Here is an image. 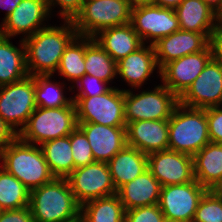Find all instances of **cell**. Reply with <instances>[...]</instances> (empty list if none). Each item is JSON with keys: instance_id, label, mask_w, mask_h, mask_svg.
<instances>
[{"instance_id": "cell-1", "label": "cell", "mask_w": 222, "mask_h": 222, "mask_svg": "<svg viewBox=\"0 0 222 222\" xmlns=\"http://www.w3.org/2000/svg\"><path fill=\"white\" fill-rule=\"evenodd\" d=\"M49 25L23 40L28 75H54L65 48L77 36L72 20Z\"/></svg>"}, {"instance_id": "cell-2", "label": "cell", "mask_w": 222, "mask_h": 222, "mask_svg": "<svg viewBox=\"0 0 222 222\" xmlns=\"http://www.w3.org/2000/svg\"><path fill=\"white\" fill-rule=\"evenodd\" d=\"M32 217L35 222H73L80 220L81 206L66 178L52 181L30 191Z\"/></svg>"}, {"instance_id": "cell-3", "label": "cell", "mask_w": 222, "mask_h": 222, "mask_svg": "<svg viewBox=\"0 0 222 222\" xmlns=\"http://www.w3.org/2000/svg\"><path fill=\"white\" fill-rule=\"evenodd\" d=\"M0 162L2 168L30 191L55 178L40 145L24 142L18 136L0 151Z\"/></svg>"}, {"instance_id": "cell-4", "label": "cell", "mask_w": 222, "mask_h": 222, "mask_svg": "<svg viewBox=\"0 0 222 222\" xmlns=\"http://www.w3.org/2000/svg\"><path fill=\"white\" fill-rule=\"evenodd\" d=\"M168 149L194 156L210 141L205 109L178 103L168 120Z\"/></svg>"}, {"instance_id": "cell-5", "label": "cell", "mask_w": 222, "mask_h": 222, "mask_svg": "<svg viewBox=\"0 0 222 222\" xmlns=\"http://www.w3.org/2000/svg\"><path fill=\"white\" fill-rule=\"evenodd\" d=\"M78 127L74 102L58 108L36 107L18 137L27 143L41 145L59 137L69 136Z\"/></svg>"}, {"instance_id": "cell-6", "label": "cell", "mask_w": 222, "mask_h": 222, "mask_svg": "<svg viewBox=\"0 0 222 222\" xmlns=\"http://www.w3.org/2000/svg\"><path fill=\"white\" fill-rule=\"evenodd\" d=\"M128 0H85L72 20L77 35L94 37L100 31L131 22Z\"/></svg>"}, {"instance_id": "cell-7", "label": "cell", "mask_w": 222, "mask_h": 222, "mask_svg": "<svg viewBox=\"0 0 222 222\" xmlns=\"http://www.w3.org/2000/svg\"><path fill=\"white\" fill-rule=\"evenodd\" d=\"M134 91L124 89L126 124L140 120H169L179 103V98L161 83L155 84L152 90Z\"/></svg>"}, {"instance_id": "cell-8", "label": "cell", "mask_w": 222, "mask_h": 222, "mask_svg": "<svg viewBox=\"0 0 222 222\" xmlns=\"http://www.w3.org/2000/svg\"><path fill=\"white\" fill-rule=\"evenodd\" d=\"M78 122H90L104 126L126 127L124 88L112 86L102 95L72 97Z\"/></svg>"}, {"instance_id": "cell-9", "label": "cell", "mask_w": 222, "mask_h": 222, "mask_svg": "<svg viewBox=\"0 0 222 222\" xmlns=\"http://www.w3.org/2000/svg\"><path fill=\"white\" fill-rule=\"evenodd\" d=\"M36 107L35 76L28 75L21 81L0 86V117L17 134Z\"/></svg>"}, {"instance_id": "cell-10", "label": "cell", "mask_w": 222, "mask_h": 222, "mask_svg": "<svg viewBox=\"0 0 222 222\" xmlns=\"http://www.w3.org/2000/svg\"><path fill=\"white\" fill-rule=\"evenodd\" d=\"M78 204L117 194L108 163L95 161L73 170L66 178Z\"/></svg>"}, {"instance_id": "cell-11", "label": "cell", "mask_w": 222, "mask_h": 222, "mask_svg": "<svg viewBox=\"0 0 222 222\" xmlns=\"http://www.w3.org/2000/svg\"><path fill=\"white\" fill-rule=\"evenodd\" d=\"M143 44H155L179 28V21L174 9L163 8L154 4L137 5L131 9V22Z\"/></svg>"}, {"instance_id": "cell-12", "label": "cell", "mask_w": 222, "mask_h": 222, "mask_svg": "<svg viewBox=\"0 0 222 222\" xmlns=\"http://www.w3.org/2000/svg\"><path fill=\"white\" fill-rule=\"evenodd\" d=\"M207 189L196 179L161 187L159 208L166 220L193 222L199 201Z\"/></svg>"}, {"instance_id": "cell-13", "label": "cell", "mask_w": 222, "mask_h": 222, "mask_svg": "<svg viewBox=\"0 0 222 222\" xmlns=\"http://www.w3.org/2000/svg\"><path fill=\"white\" fill-rule=\"evenodd\" d=\"M50 15L46 0H22L1 22L0 35L11 39L22 35L21 40H24L39 29L49 26L48 20L52 18Z\"/></svg>"}, {"instance_id": "cell-14", "label": "cell", "mask_w": 222, "mask_h": 222, "mask_svg": "<svg viewBox=\"0 0 222 222\" xmlns=\"http://www.w3.org/2000/svg\"><path fill=\"white\" fill-rule=\"evenodd\" d=\"M211 59L209 44L203 51L168 62L160 69L158 76L161 83L179 98Z\"/></svg>"}, {"instance_id": "cell-15", "label": "cell", "mask_w": 222, "mask_h": 222, "mask_svg": "<svg viewBox=\"0 0 222 222\" xmlns=\"http://www.w3.org/2000/svg\"><path fill=\"white\" fill-rule=\"evenodd\" d=\"M179 103L200 109L222 106V66L212 58L179 97Z\"/></svg>"}, {"instance_id": "cell-16", "label": "cell", "mask_w": 222, "mask_h": 222, "mask_svg": "<svg viewBox=\"0 0 222 222\" xmlns=\"http://www.w3.org/2000/svg\"><path fill=\"white\" fill-rule=\"evenodd\" d=\"M148 170L162 187L195 180L193 157L166 149L147 155Z\"/></svg>"}, {"instance_id": "cell-17", "label": "cell", "mask_w": 222, "mask_h": 222, "mask_svg": "<svg viewBox=\"0 0 222 222\" xmlns=\"http://www.w3.org/2000/svg\"><path fill=\"white\" fill-rule=\"evenodd\" d=\"M160 73L156 62L154 46L143 44L135 52L117 62V77L127 83L131 89H142L143 84L153 77V73Z\"/></svg>"}, {"instance_id": "cell-18", "label": "cell", "mask_w": 222, "mask_h": 222, "mask_svg": "<svg viewBox=\"0 0 222 222\" xmlns=\"http://www.w3.org/2000/svg\"><path fill=\"white\" fill-rule=\"evenodd\" d=\"M209 44L210 40L204 34L179 29L153 44L158 68L183 56L203 51Z\"/></svg>"}, {"instance_id": "cell-19", "label": "cell", "mask_w": 222, "mask_h": 222, "mask_svg": "<svg viewBox=\"0 0 222 222\" xmlns=\"http://www.w3.org/2000/svg\"><path fill=\"white\" fill-rule=\"evenodd\" d=\"M98 162L108 163L126 145V127L104 126L90 122H78Z\"/></svg>"}, {"instance_id": "cell-20", "label": "cell", "mask_w": 222, "mask_h": 222, "mask_svg": "<svg viewBox=\"0 0 222 222\" xmlns=\"http://www.w3.org/2000/svg\"><path fill=\"white\" fill-rule=\"evenodd\" d=\"M168 120H140L126 124V143L150 154L168 149Z\"/></svg>"}, {"instance_id": "cell-21", "label": "cell", "mask_w": 222, "mask_h": 222, "mask_svg": "<svg viewBox=\"0 0 222 222\" xmlns=\"http://www.w3.org/2000/svg\"><path fill=\"white\" fill-rule=\"evenodd\" d=\"M174 10L181 30L202 33L209 40L220 26L216 11L203 0H183Z\"/></svg>"}, {"instance_id": "cell-22", "label": "cell", "mask_w": 222, "mask_h": 222, "mask_svg": "<svg viewBox=\"0 0 222 222\" xmlns=\"http://www.w3.org/2000/svg\"><path fill=\"white\" fill-rule=\"evenodd\" d=\"M160 182L149 170L137 176L117 190V195L123 204L124 210L150 206L159 203Z\"/></svg>"}, {"instance_id": "cell-23", "label": "cell", "mask_w": 222, "mask_h": 222, "mask_svg": "<svg viewBox=\"0 0 222 222\" xmlns=\"http://www.w3.org/2000/svg\"><path fill=\"white\" fill-rule=\"evenodd\" d=\"M93 38L116 62L143 45L131 23L104 29Z\"/></svg>"}, {"instance_id": "cell-24", "label": "cell", "mask_w": 222, "mask_h": 222, "mask_svg": "<svg viewBox=\"0 0 222 222\" xmlns=\"http://www.w3.org/2000/svg\"><path fill=\"white\" fill-rule=\"evenodd\" d=\"M113 183L118 190L148 170L147 154L126 145L108 162Z\"/></svg>"}, {"instance_id": "cell-25", "label": "cell", "mask_w": 222, "mask_h": 222, "mask_svg": "<svg viewBox=\"0 0 222 222\" xmlns=\"http://www.w3.org/2000/svg\"><path fill=\"white\" fill-rule=\"evenodd\" d=\"M195 179L207 190L222 181V144L209 142L193 156Z\"/></svg>"}, {"instance_id": "cell-26", "label": "cell", "mask_w": 222, "mask_h": 222, "mask_svg": "<svg viewBox=\"0 0 222 222\" xmlns=\"http://www.w3.org/2000/svg\"><path fill=\"white\" fill-rule=\"evenodd\" d=\"M9 37L0 35V86L21 81L28 76L23 40L15 46Z\"/></svg>"}, {"instance_id": "cell-27", "label": "cell", "mask_w": 222, "mask_h": 222, "mask_svg": "<svg viewBox=\"0 0 222 222\" xmlns=\"http://www.w3.org/2000/svg\"><path fill=\"white\" fill-rule=\"evenodd\" d=\"M51 173L57 178H67L75 169L70 135L44 142L40 145Z\"/></svg>"}, {"instance_id": "cell-28", "label": "cell", "mask_w": 222, "mask_h": 222, "mask_svg": "<svg viewBox=\"0 0 222 222\" xmlns=\"http://www.w3.org/2000/svg\"><path fill=\"white\" fill-rule=\"evenodd\" d=\"M86 75H93L109 85L117 79V62L92 37L85 36Z\"/></svg>"}, {"instance_id": "cell-29", "label": "cell", "mask_w": 222, "mask_h": 222, "mask_svg": "<svg viewBox=\"0 0 222 222\" xmlns=\"http://www.w3.org/2000/svg\"><path fill=\"white\" fill-rule=\"evenodd\" d=\"M125 210L117 194L81 206V222H124Z\"/></svg>"}, {"instance_id": "cell-30", "label": "cell", "mask_w": 222, "mask_h": 222, "mask_svg": "<svg viewBox=\"0 0 222 222\" xmlns=\"http://www.w3.org/2000/svg\"><path fill=\"white\" fill-rule=\"evenodd\" d=\"M54 75H35V98L36 106L42 108H58L70 106L73 103L72 97H66V82H57ZM54 79V81L52 80ZM66 88V89H65ZM65 92V93H64Z\"/></svg>"}, {"instance_id": "cell-31", "label": "cell", "mask_w": 222, "mask_h": 222, "mask_svg": "<svg viewBox=\"0 0 222 222\" xmlns=\"http://www.w3.org/2000/svg\"><path fill=\"white\" fill-rule=\"evenodd\" d=\"M57 72L61 79L70 81L69 87L85 75V36L77 35L65 48Z\"/></svg>"}, {"instance_id": "cell-32", "label": "cell", "mask_w": 222, "mask_h": 222, "mask_svg": "<svg viewBox=\"0 0 222 222\" xmlns=\"http://www.w3.org/2000/svg\"><path fill=\"white\" fill-rule=\"evenodd\" d=\"M30 190L0 166V211L28 207Z\"/></svg>"}, {"instance_id": "cell-33", "label": "cell", "mask_w": 222, "mask_h": 222, "mask_svg": "<svg viewBox=\"0 0 222 222\" xmlns=\"http://www.w3.org/2000/svg\"><path fill=\"white\" fill-rule=\"evenodd\" d=\"M193 222H222V195L207 190L199 201Z\"/></svg>"}, {"instance_id": "cell-34", "label": "cell", "mask_w": 222, "mask_h": 222, "mask_svg": "<svg viewBox=\"0 0 222 222\" xmlns=\"http://www.w3.org/2000/svg\"><path fill=\"white\" fill-rule=\"evenodd\" d=\"M70 143L75 169L95 162L91 146L78 127L70 134Z\"/></svg>"}, {"instance_id": "cell-35", "label": "cell", "mask_w": 222, "mask_h": 222, "mask_svg": "<svg viewBox=\"0 0 222 222\" xmlns=\"http://www.w3.org/2000/svg\"><path fill=\"white\" fill-rule=\"evenodd\" d=\"M75 85L71 87L72 89L71 93L73 92L75 93L76 91L78 92H76V94H74V96L71 97L98 96L107 92L112 87L107 82H104L93 75H86V74L79 81H77ZM73 89H75L76 91Z\"/></svg>"}, {"instance_id": "cell-36", "label": "cell", "mask_w": 222, "mask_h": 222, "mask_svg": "<svg viewBox=\"0 0 222 222\" xmlns=\"http://www.w3.org/2000/svg\"><path fill=\"white\" fill-rule=\"evenodd\" d=\"M158 204L137 207L125 211L124 222H165Z\"/></svg>"}, {"instance_id": "cell-37", "label": "cell", "mask_w": 222, "mask_h": 222, "mask_svg": "<svg viewBox=\"0 0 222 222\" xmlns=\"http://www.w3.org/2000/svg\"><path fill=\"white\" fill-rule=\"evenodd\" d=\"M85 0H46L51 16H53L54 8H59L57 11L58 18L62 20H73L80 12Z\"/></svg>"}, {"instance_id": "cell-38", "label": "cell", "mask_w": 222, "mask_h": 222, "mask_svg": "<svg viewBox=\"0 0 222 222\" xmlns=\"http://www.w3.org/2000/svg\"><path fill=\"white\" fill-rule=\"evenodd\" d=\"M205 111L210 141L222 144V106L206 108Z\"/></svg>"}, {"instance_id": "cell-39", "label": "cell", "mask_w": 222, "mask_h": 222, "mask_svg": "<svg viewBox=\"0 0 222 222\" xmlns=\"http://www.w3.org/2000/svg\"><path fill=\"white\" fill-rule=\"evenodd\" d=\"M0 222H35L30 207L0 211Z\"/></svg>"}, {"instance_id": "cell-40", "label": "cell", "mask_w": 222, "mask_h": 222, "mask_svg": "<svg viewBox=\"0 0 222 222\" xmlns=\"http://www.w3.org/2000/svg\"><path fill=\"white\" fill-rule=\"evenodd\" d=\"M212 58L222 66V25L210 37Z\"/></svg>"}, {"instance_id": "cell-41", "label": "cell", "mask_w": 222, "mask_h": 222, "mask_svg": "<svg viewBox=\"0 0 222 222\" xmlns=\"http://www.w3.org/2000/svg\"><path fill=\"white\" fill-rule=\"evenodd\" d=\"M17 136L18 134L0 117V151Z\"/></svg>"}, {"instance_id": "cell-42", "label": "cell", "mask_w": 222, "mask_h": 222, "mask_svg": "<svg viewBox=\"0 0 222 222\" xmlns=\"http://www.w3.org/2000/svg\"><path fill=\"white\" fill-rule=\"evenodd\" d=\"M21 1L22 0H0L1 10L3 9L6 11L4 18L1 21L7 18L17 8Z\"/></svg>"}, {"instance_id": "cell-43", "label": "cell", "mask_w": 222, "mask_h": 222, "mask_svg": "<svg viewBox=\"0 0 222 222\" xmlns=\"http://www.w3.org/2000/svg\"><path fill=\"white\" fill-rule=\"evenodd\" d=\"M183 0H152L151 4L163 7L176 9Z\"/></svg>"}, {"instance_id": "cell-44", "label": "cell", "mask_w": 222, "mask_h": 222, "mask_svg": "<svg viewBox=\"0 0 222 222\" xmlns=\"http://www.w3.org/2000/svg\"><path fill=\"white\" fill-rule=\"evenodd\" d=\"M206 4H208L211 8L217 11L222 3V0H203Z\"/></svg>"}, {"instance_id": "cell-45", "label": "cell", "mask_w": 222, "mask_h": 222, "mask_svg": "<svg viewBox=\"0 0 222 222\" xmlns=\"http://www.w3.org/2000/svg\"><path fill=\"white\" fill-rule=\"evenodd\" d=\"M129 4L134 7L137 5L151 4L152 0H128Z\"/></svg>"}, {"instance_id": "cell-46", "label": "cell", "mask_w": 222, "mask_h": 222, "mask_svg": "<svg viewBox=\"0 0 222 222\" xmlns=\"http://www.w3.org/2000/svg\"><path fill=\"white\" fill-rule=\"evenodd\" d=\"M216 17L219 25H222V3L219 7V9L216 11Z\"/></svg>"}, {"instance_id": "cell-47", "label": "cell", "mask_w": 222, "mask_h": 222, "mask_svg": "<svg viewBox=\"0 0 222 222\" xmlns=\"http://www.w3.org/2000/svg\"><path fill=\"white\" fill-rule=\"evenodd\" d=\"M215 192L222 195V181L219 183V185L214 189Z\"/></svg>"}, {"instance_id": "cell-48", "label": "cell", "mask_w": 222, "mask_h": 222, "mask_svg": "<svg viewBox=\"0 0 222 222\" xmlns=\"http://www.w3.org/2000/svg\"><path fill=\"white\" fill-rule=\"evenodd\" d=\"M165 222H185V221H177V220H166Z\"/></svg>"}]
</instances>
